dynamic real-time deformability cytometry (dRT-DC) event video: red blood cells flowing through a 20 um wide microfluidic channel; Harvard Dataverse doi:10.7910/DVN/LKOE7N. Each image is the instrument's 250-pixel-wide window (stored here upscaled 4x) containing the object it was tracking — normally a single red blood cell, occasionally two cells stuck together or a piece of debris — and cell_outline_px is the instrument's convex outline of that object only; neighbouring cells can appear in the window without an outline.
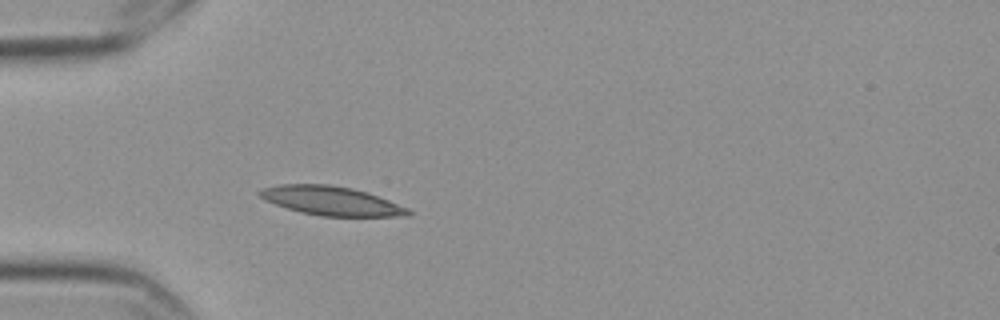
{"species": "Egyptian fruit bat (a non-hibernating species)", "species_latin": "Rousettus aegyptiacus", "temperature_condition": "cold", "stored_images_in_passage": 41, "camera_frame_rate_fps": 3000, "um_per_image_px": 0.085, "frame": {"image": 1, "passage_image": 1, "time_ms": 0.0, "image_size_px": [1000, 320], "cell_outline_px": [[412, 216], [320, 216], [300, 212], [264, 200], [256, 192], [264, 188], [280, 184], [328, 184], [352, 188], [368, 192], [408, 208], [412, 212]], "centroid_in_image_um": [28.17, 17.07], "position_along_channel_um": 56.8, "area_um2": 25.03}}
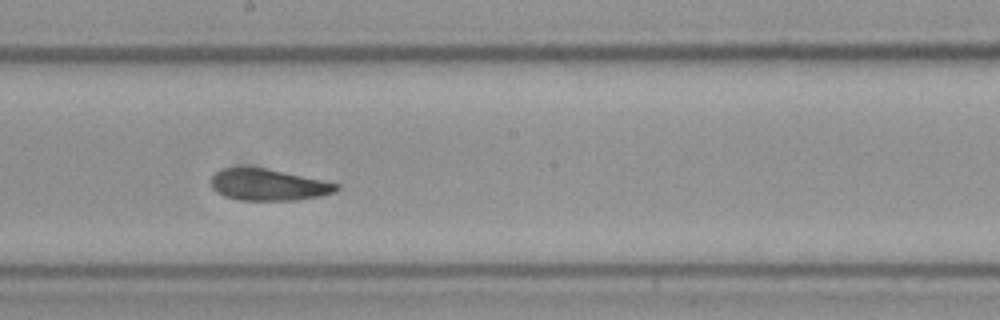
{"frame": {"image": 2, "passage_image": 16, "time_ms": 5.0, "image_size_px": [1000, 320], "cell_outline_px": [[340, 188], [336, 192], [320, 196], [296, 200], [240, 200], [224, 196], [216, 192], [208, 184], [208, 180], [216, 172], [224, 168], [264, 168], [324, 180], [340, 184]], "centroid_in_image_um": [22.8, 15.72], "position_along_channel_um": 225.4, "area_um2": 23.12}}
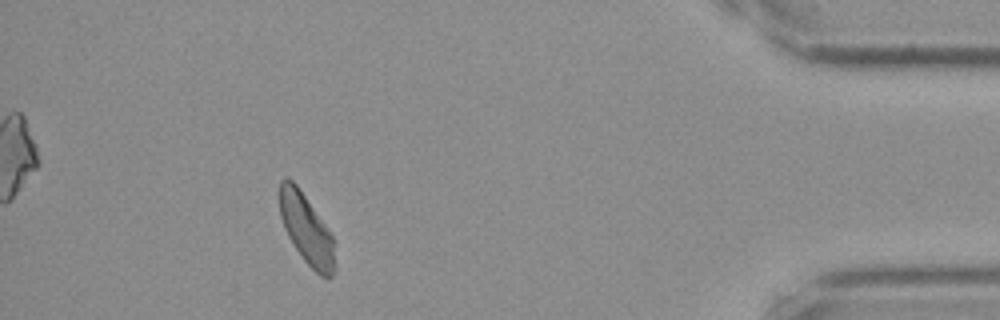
{"frame": {"image": 3, "passage_image": 36, "time_ms": 11.667, "image_size_px": [1000, 320], "cell_outline_px": [[332, 276], [328, 280], [320, 276], [304, 260], [288, 236], [284, 228], [280, 216], [280, 180], [284, 176], [288, 176], [296, 184], [332, 236]], "centroid_in_image_um": [25.98, 19.44], "position_along_channel_um": 409.2, "area_um2": 21.62}, "authors_computed_cell_mechanics": {"area_um2": 23.2356, "velocity_mm_per_s": 3.5136, "shape_relaxation_time_tau1_ms": 5.0981, "shape_relaxation_time_tau2_ms": 4.5064, "deformation_change_tau1": 0.1263, "deformation_change_tau2": 0.0913}}